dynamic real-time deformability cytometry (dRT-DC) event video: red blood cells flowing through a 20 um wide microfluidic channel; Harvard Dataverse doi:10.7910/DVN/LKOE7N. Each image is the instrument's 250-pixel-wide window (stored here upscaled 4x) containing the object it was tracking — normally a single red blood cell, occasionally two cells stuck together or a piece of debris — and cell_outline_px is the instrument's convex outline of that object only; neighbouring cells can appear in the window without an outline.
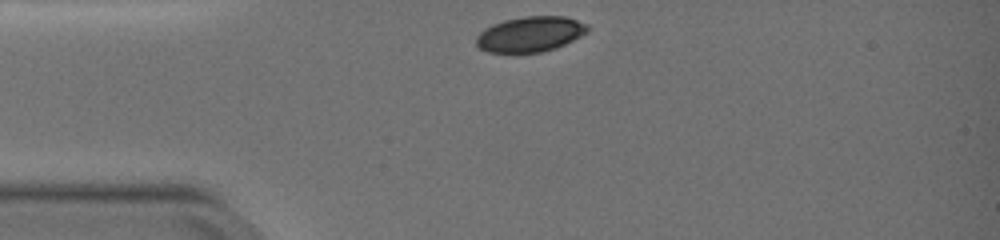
{"species": "common noctule bat (a hibernating species)", "species_latin": "Nyctalus noctula", "temperature_condition": "warm", "stored_images_in_passage": 33, "camera_frame_rate_fps": 3000, "um_per_image_px": 0.085, "animal": {"sex": "female", "body_mass_g": 19.0, "forearm_length_mm": 51.5}, "frame": {"image": 1, "passage_image": 1, "time_ms": 0.0, "image_size_px": [1000, 240], "cell_outline_px": [[588, 32], [556, 48], [544, 52], [516, 56], [488, 52], [476, 48], [476, 36], [484, 28], [492, 24], [504, 20], [524, 16], [564, 16], [588, 24]], "centroid_in_image_um": [44.99, 2.96], "position_along_channel_um": 40.0, "area_um2": 23.81}}
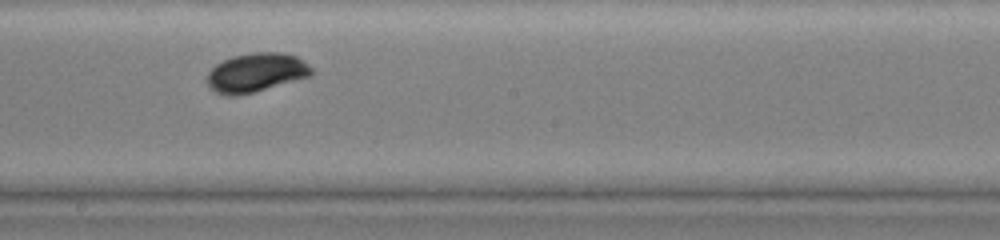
{"frame": {"image": 2, "passage_image": 18, "time_ms": 5.667, "image_size_px": [1000, 240], "cell_outline_px": [[312, 76], [240, 96], [228, 96], [216, 92], [208, 88], [208, 72], [216, 64], [224, 60], [236, 56], [252, 52], [284, 52], [296, 56], [304, 60], [312, 68]], "centroid_in_image_um": [21.79, 6.18], "position_along_channel_um": 226.4, "area_um2": 23.87}}
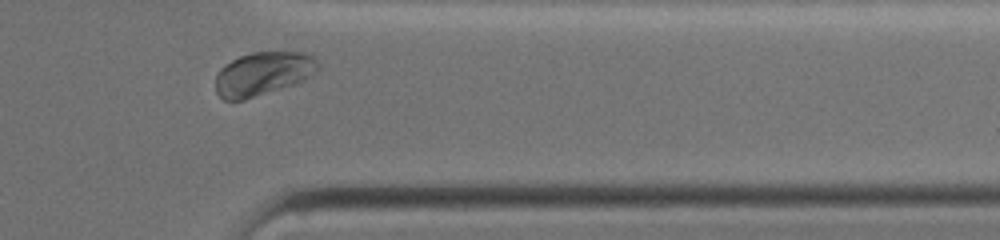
{"frame": {"image": 3, "passage_image": 31, "time_ms": 10.0, "image_size_px": [1000, 240], "cell_outline_px": [[320, 68], [312, 76], [296, 84], [244, 100], [224, 100], [216, 92], [216, 76], [220, 68], [224, 64], [240, 56], [252, 52], [304, 52], [312, 56], [320, 64]], "centroid_in_image_um": [22.38, 6.26], "position_along_channel_um": 389.0, "area_um2": 26.24}, "authors_computed_cell_mechanics": {"area_um2": 24.2182, "velocity_mm_per_s": 3.7455, "shape_relaxation_time_tau1_ms": 2.3362, "shape_relaxation_time_tau2_ms": 1.6818, "deformation_change_tau1": 0.1009, "deformation_change_tau2": 0.032}}